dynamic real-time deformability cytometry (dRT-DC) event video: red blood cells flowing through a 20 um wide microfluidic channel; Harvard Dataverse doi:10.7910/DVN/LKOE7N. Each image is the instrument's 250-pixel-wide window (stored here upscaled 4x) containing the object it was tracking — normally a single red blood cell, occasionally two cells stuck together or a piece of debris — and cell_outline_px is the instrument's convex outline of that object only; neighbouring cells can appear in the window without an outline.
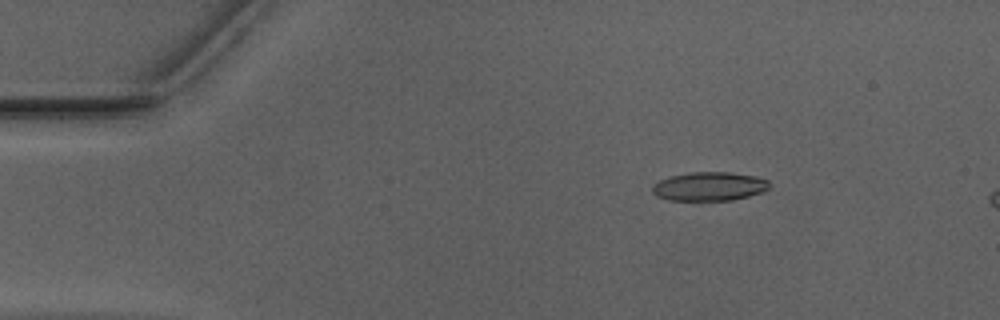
{"species": "Egyptian fruit bat (a non-hibernating species)", "species_latin": "Rousettus aegyptiacus", "temperature_condition": "warm", "stored_images_in_passage": 13, "camera_frame_rate_fps": 3000, "um_per_image_px": 0.085, "animal": {"sex": "male"}, "frame": {"image": 1, "passage_image": 8, "time_ms": 2.333, "image_size_px": [1000, 320], "cell_outline_px": [[768, 188], [764, 192], [732, 200], [696, 204], [668, 200], [656, 196], [652, 192], [652, 184], [660, 180], [672, 176], [692, 172], [728, 172], [756, 176], [768, 180]], "centroid_in_image_um": [60.24, 15.9], "position_along_channel_um": 24.8, "area_um2": 20.52}}